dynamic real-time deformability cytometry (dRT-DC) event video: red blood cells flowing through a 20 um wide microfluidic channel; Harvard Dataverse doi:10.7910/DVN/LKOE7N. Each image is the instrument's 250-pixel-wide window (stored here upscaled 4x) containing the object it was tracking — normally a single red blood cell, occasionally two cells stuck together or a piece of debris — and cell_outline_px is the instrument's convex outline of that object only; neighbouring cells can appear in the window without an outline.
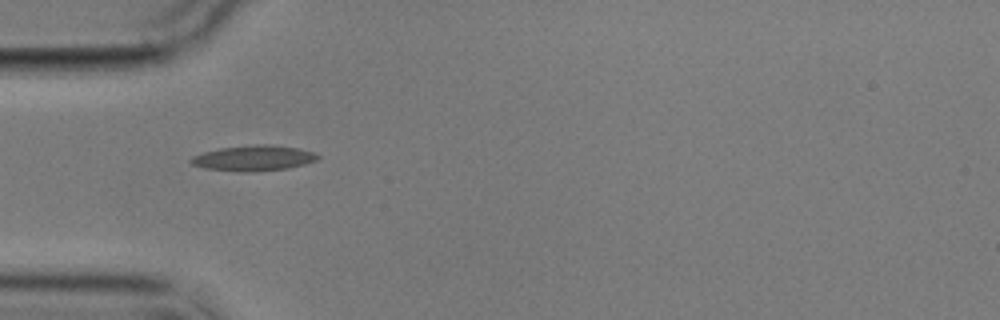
{"species": "common noctule bat (a hibernating species)", "species_latin": "Nyctalus noctula", "temperature_condition": "cold", "stored_images_in_passage": 3, "camera_frame_rate_fps": 3000, "um_per_image_px": 0.085, "animal": {"sex": "male", "body_mass_g": 17.9}, "frame": {"image": 1, "passage_image": 1, "time_ms": 0.0, "image_size_px": [1000, 320], "cell_outline_px": [[320, 156], [316, 160], [304, 164], [288, 168], [252, 172], [240, 172], [204, 168], [192, 164], [188, 160], [192, 156], [204, 152], [220, 148], [252, 144], [268, 144], [300, 148], [316, 152]], "centroid_in_image_um": [21.56, 13.43], "position_along_channel_um": 63.4, "area_um2": 19.02}}
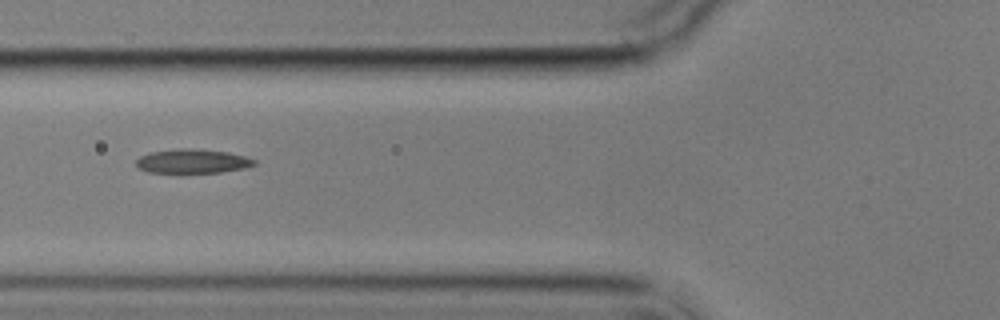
{"frame": {"image": 2, "passage_image": 2, "time_ms": 1.333, "image_size_px": [1000, 320], "cell_outline_px": [[256, 164], [244, 168], [220, 172], [180, 176], [148, 172], [140, 168], [136, 164], [136, 160], [140, 156], [148, 152], [180, 148], [192, 148], [228, 152], [244, 156], [256, 160]], "centroid_in_image_um": [16.3, 13.75], "position_along_channel_um": 109.5, "area_um2": 17.51}}
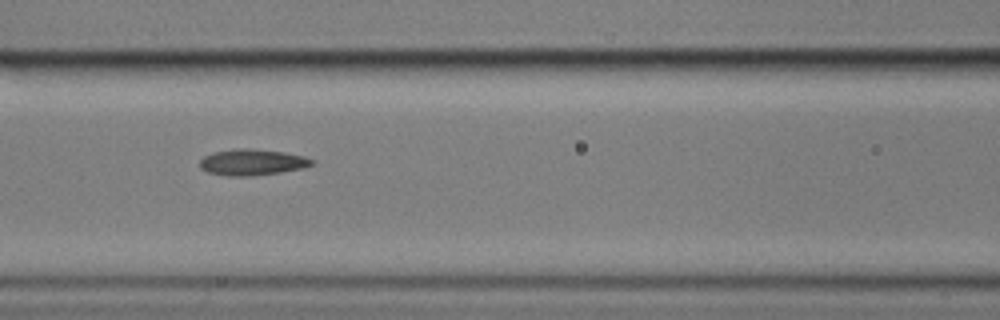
{"frame": {"image": 3, "passage_image": 3, "time_ms": 2.333, "image_size_px": [1000, 320], "cell_outline_px": [[316, 164], [300, 168], [280, 172], [252, 176], [228, 176], [208, 172], [200, 168], [200, 160], [204, 156], [212, 152], [236, 148], [252, 148], [284, 152], [304, 156], [316, 160]], "centroid_in_image_um": [21.44, 13.78], "position_along_channel_um": 145.2, "area_um2": 17.22}}